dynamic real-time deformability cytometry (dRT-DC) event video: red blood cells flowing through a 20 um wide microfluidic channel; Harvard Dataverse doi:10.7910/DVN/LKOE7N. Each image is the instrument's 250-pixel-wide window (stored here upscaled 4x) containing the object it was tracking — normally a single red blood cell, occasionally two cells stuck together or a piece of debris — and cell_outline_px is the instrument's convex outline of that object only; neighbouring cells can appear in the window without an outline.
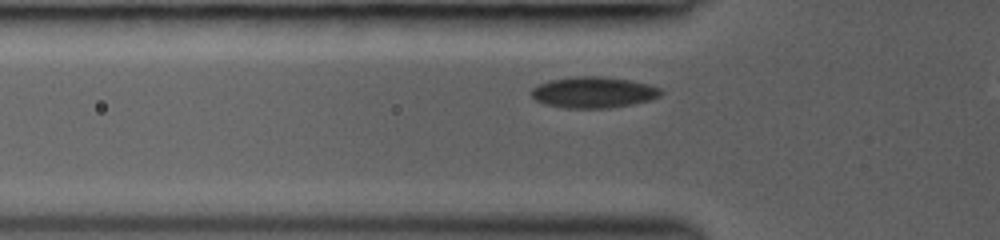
{"species": "common noctule bat (a hibernating species)", "species_latin": "Nyctalus noctula", "temperature_condition": "room temperature", "stored_images_in_passage": 12, "camera_frame_rate_fps": 3000, "um_per_image_px": 0.085, "animal": {"sex": "female", "body_mass_g": 19.0, "forearm_length_mm": 53.3}, "frame": {"image": 1, "passage_image": 7, "time_ms": 2.0, "image_size_px": [1000, 240], "cell_outline_px": [[664, 92], [660, 96], [652, 100], [632, 104], [608, 108], [564, 108], [544, 104], [536, 100], [532, 96], [532, 88], [548, 80], [572, 76], [600, 76], [632, 80], [648, 84], [660, 88]], "centroid_in_image_um": [50.47, 7.84], "position_along_channel_um": 75.3, "area_um2": 23.7}}
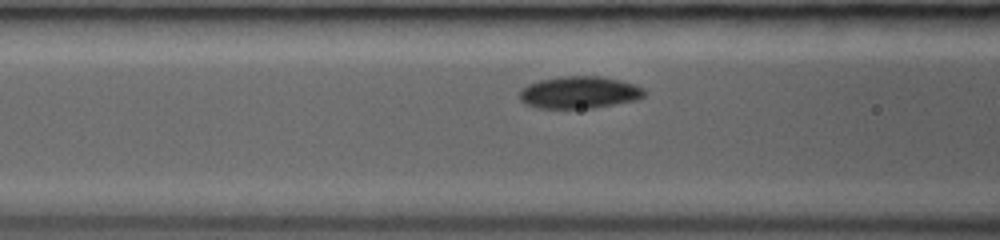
{"frame": {"image": 2, "passage_image": 10, "time_ms": 3.0, "image_size_px": [1000, 240], "cell_outline_px": [[644, 96], [636, 100], [592, 108], [536, 108], [524, 104], [520, 100], [520, 88], [528, 84], [540, 80], [560, 76], [600, 76], [620, 80], [636, 84], [644, 88]], "centroid_in_image_um": [49.22, 7.85], "position_along_channel_um": 117.4, "area_um2": 23.52}}